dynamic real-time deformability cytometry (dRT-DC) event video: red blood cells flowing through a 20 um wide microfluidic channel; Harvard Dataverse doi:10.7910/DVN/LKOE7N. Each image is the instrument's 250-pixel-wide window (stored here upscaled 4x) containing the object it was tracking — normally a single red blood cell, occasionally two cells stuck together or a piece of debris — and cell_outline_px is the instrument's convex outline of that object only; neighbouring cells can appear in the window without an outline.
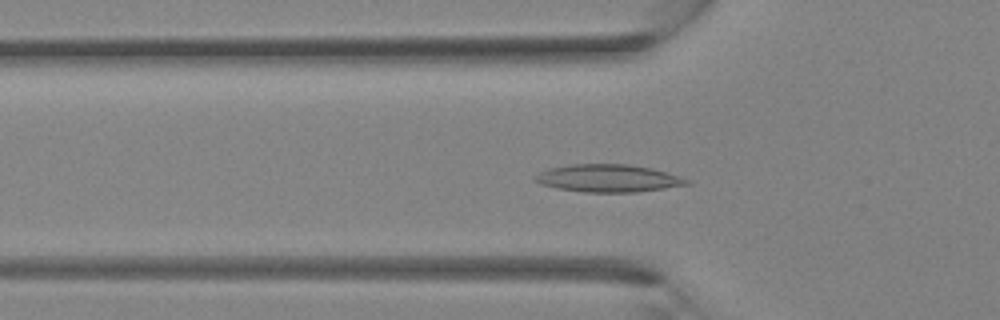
{"species": "Egyptian fruit bat (a non-hibernating species)", "species_latin": "Rousettus aegyptiacus", "temperature_condition": "room temperature", "stored_images_in_passage": 38, "camera_frame_rate_fps": 3000, "um_per_image_px": 0.085, "animal": {"sex": "female"}, "frame": {"image": 1, "passage_image": 13, "time_ms": 4.0, "image_size_px": [1000, 320], "cell_outline_px": [[692, 184], [636, 192], [584, 192], [556, 188], [540, 184], [532, 180], [540, 172], [548, 168], [572, 164], [628, 164], [652, 168], [680, 176], [692, 180]], "centroid_in_image_um": [51.72, 15.15], "position_along_channel_um": 74.1, "area_um2": 24.51}}
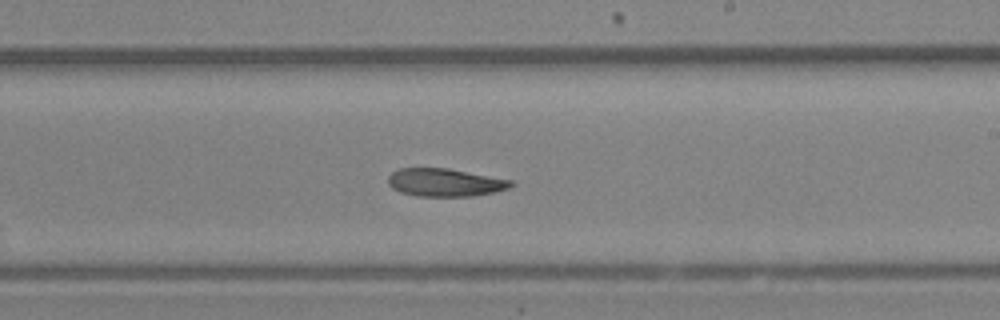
{"frame": {"image": 2, "passage_image": 23, "time_ms": 7.333, "image_size_px": [1000, 320], "cell_outline_px": [[516, 184], [508, 188], [496, 192], [472, 196], [416, 196], [400, 192], [392, 188], [388, 184], [388, 176], [392, 172], [400, 168], [448, 168], [512, 180]], "centroid_in_image_um": [37.83, 15.51], "position_along_channel_um": 251.2, "area_um2": 20.11}}
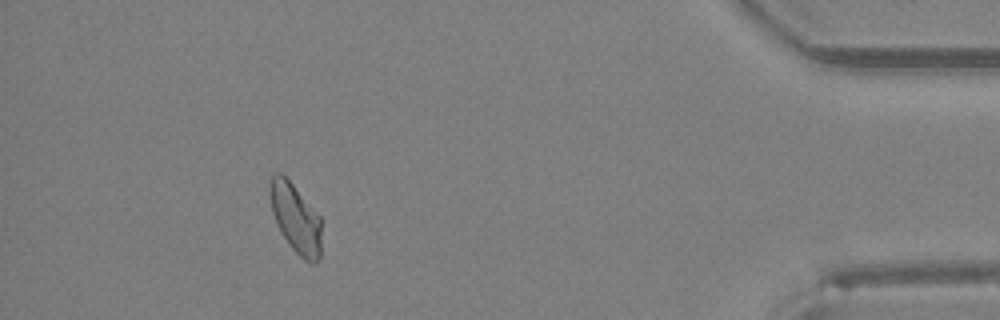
{"frame": {"image": 3, "passage_image": 35, "time_ms": 11.333, "image_size_px": [1000, 320], "cell_outline_px": [[320, 256], [316, 264], [312, 264], [304, 260], [288, 244], [276, 224], [272, 212], [268, 192], [268, 188], [272, 176], [276, 172], [280, 172], [292, 184], [320, 216]], "centroid_in_image_um": [25.1, 18.56], "position_along_channel_um": 410.1, "area_um2": 20.69}}